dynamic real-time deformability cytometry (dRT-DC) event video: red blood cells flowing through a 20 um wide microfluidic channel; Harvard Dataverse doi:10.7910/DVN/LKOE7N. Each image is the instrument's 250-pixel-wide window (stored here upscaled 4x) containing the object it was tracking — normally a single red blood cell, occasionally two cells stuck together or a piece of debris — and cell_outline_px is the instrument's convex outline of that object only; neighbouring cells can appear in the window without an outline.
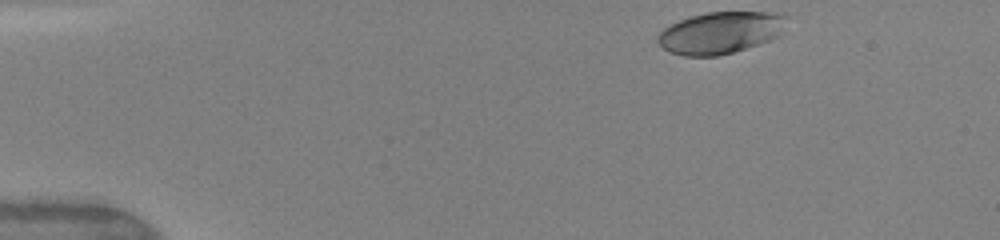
{"species": "human", "species_latin": "Homo sapiens", "temperature_condition": "warm", "stored_images_in_passage": 43, "camera_frame_rate_fps": 3000, "um_per_image_px": 0.085, "donor": {"sex": "female"}, "frame": {"image": 1, "passage_image": 1, "time_ms": 0.0, "image_size_px": [1000, 240], "cell_outline_px": [[788, 16], [776, 36], [768, 40], [732, 52], [716, 56], [684, 56], [672, 52], [664, 48], [656, 40], [656, 36], [664, 28], [680, 20], [692, 16], [708, 12], [776, 12]], "centroid_in_image_um": [61.19, 2.77], "position_along_channel_um": 23.8, "area_um2": 30.81}}
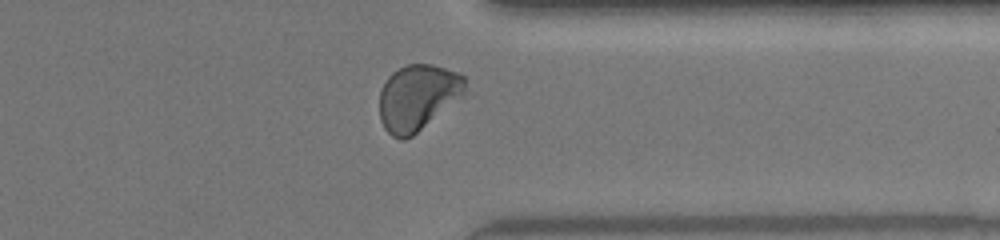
{"frame": {"image": 2, "passage_image": 33, "time_ms": 10.667, "image_size_px": [1000, 240], "cell_outline_px": [[468, 92], [464, 96], [412, 136], [404, 140], [400, 140], [392, 136], [384, 128], [380, 120], [380, 88], [388, 76], [392, 72], [408, 64], [432, 64], [460, 72], [464, 76]], "centroid_in_image_um": [35.53, 8.27], "position_along_channel_um": 375.9, "area_um2": 33.35}}
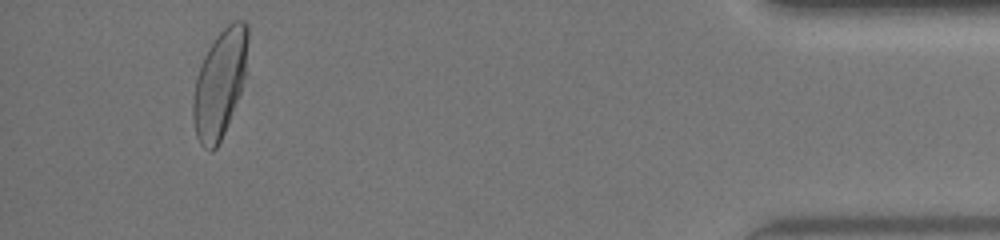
{"frame": {"image": 3, "passage_image": 40, "time_ms": 13.0, "image_size_px": [1000, 240], "cell_outline_px": [[248, 40], [244, 76], [240, 92], [224, 132], [216, 148], [212, 152], [204, 148], [200, 144], [196, 136], [192, 116], [192, 100], [196, 76], [204, 56], [208, 48], [216, 36], [232, 20], [244, 20], [248, 24]], "centroid_in_image_um": [18.66, 7.09], "position_along_channel_um": 416.5, "area_um2": 34.16}, "authors_computed_cell_mechanics": {"area_um2": 33.7552, "velocity_mm_per_s": 4.1633, "shape_relaxation_time_tau1_ms": 3.4105, "shape_relaxation_time_tau2_ms": 0.7018, "deformation_change_tau1": 0.1637, "deformation_change_tau2": 0.0471}}